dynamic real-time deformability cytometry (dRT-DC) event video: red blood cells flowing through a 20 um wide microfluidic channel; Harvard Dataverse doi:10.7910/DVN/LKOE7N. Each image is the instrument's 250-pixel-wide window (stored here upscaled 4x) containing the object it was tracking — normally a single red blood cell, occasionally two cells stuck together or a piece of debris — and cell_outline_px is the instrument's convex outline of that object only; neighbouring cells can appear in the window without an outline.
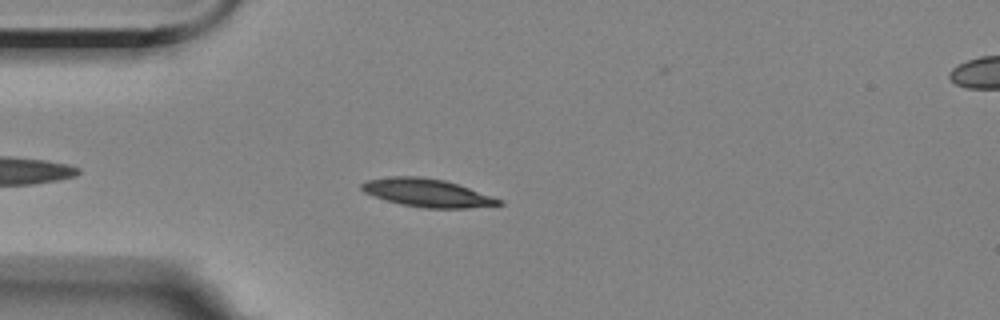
{"species": "Egyptian fruit bat (a non-hibernating species)", "species_latin": "Rousettus aegyptiacus", "temperature_condition": "room temperature", "stored_images_in_passage": 5, "segment_of_instrument_passage": [1, 2], "camera_frame_rate_fps": 3000, "um_per_image_px": 0.085, "animal": {"sex": "female"}, "frame": {"image": 1, "passage_image": 4, "time_ms": 3.333, "image_size_px": [1000, 320], "cell_outline_px": [[504, 204], [468, 208], [424, 208], [400, 204], [364, 192], [360, 188], [360, 184], [368, 180], [392, 176], [420, 176], [444, 180], [504, 200]], "centroid_in_image_um": [36.32, 16.39], "position_along_channel_um": 48.7, "area_um2": 22.2}}